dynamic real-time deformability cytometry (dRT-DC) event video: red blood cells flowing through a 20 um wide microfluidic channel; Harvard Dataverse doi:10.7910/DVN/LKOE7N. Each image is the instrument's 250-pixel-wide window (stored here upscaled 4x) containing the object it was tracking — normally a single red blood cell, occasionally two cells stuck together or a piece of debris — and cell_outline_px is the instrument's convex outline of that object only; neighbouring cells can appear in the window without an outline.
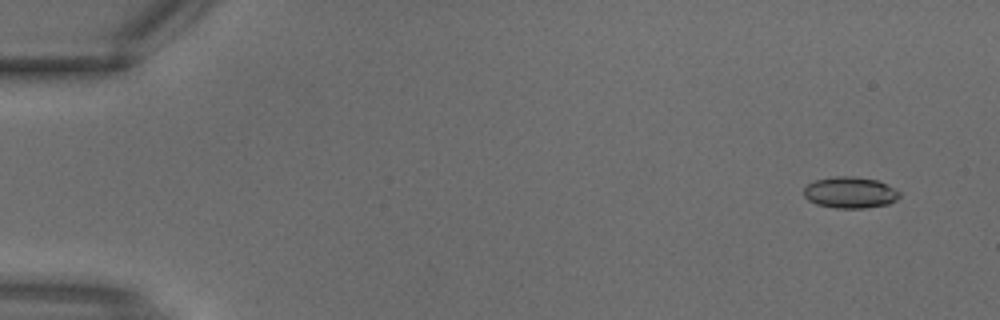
{"species": "common noctule bat (a hibernating species)", "species_latin": "Nyctalus noctula", "temperature_condition": "warm", "stored_images_in_passage": 4, "camera_frame_rate_fps": 3000, "um_per_image_px": 0.085, "animal": {"sex": "male", "body_mass_g": 18.8}, "frame": {"image": 1, "passage_image": 1, "time_ms": 0.0, "image_size_px": [1000, 320], "cell_outline_px": [[900, 196], [896, 200], [888, 204], [864, 208], [836, 208], [816, 204], [808, 200], [804, 196], [804, 188], [808, 184], [816, 180], [836, 176], [856, 176], [876, 180], [900, 192]], "centroid_in_image_um": [72.24, 16.37], "position_along_channel_um": 12.8, "area_um2": 17.34}}